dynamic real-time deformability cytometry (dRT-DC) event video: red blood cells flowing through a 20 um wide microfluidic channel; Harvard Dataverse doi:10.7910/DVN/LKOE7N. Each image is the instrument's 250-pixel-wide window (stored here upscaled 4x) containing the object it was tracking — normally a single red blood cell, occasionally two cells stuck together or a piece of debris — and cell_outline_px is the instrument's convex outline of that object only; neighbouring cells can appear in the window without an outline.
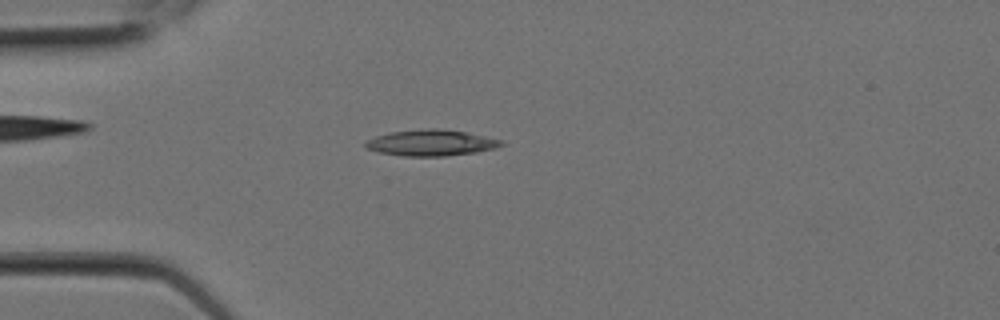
{"species": "Egyptian fruit bat (a non-hibernating species)", "species_latin": "Rousettus aegyptiacus", "temperature_condition": "room temperature", "stored_images_in_passage": 4, "camera_frame_rate_fps": 3000, "um_per_image_px": 0.085, "animal": {"sex": "female"}, "frame": {"image": 1, "passage_image": 1, "time_ms": 0.0, "image_size_px": [1000, 320], "cell_outline_px": [[504, 144], [496, 148], [476, 152], [444, 156], [404, 156], [380, 152], [364, 148], [364, 140], [376, 136], [392, 132], [420, 128], [436, 128], [468, 132], [504, 140]], "centroid_in_image_um": [36.64, 12.13], "position_along_channel_um": 48.4, "area_um2": 20.87}}
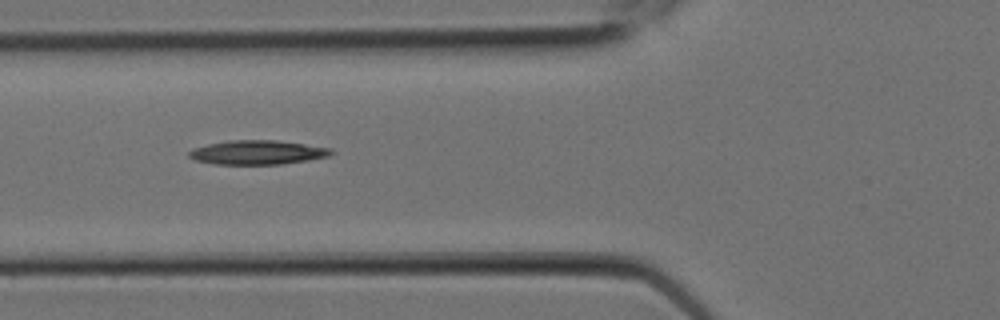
{"frame": {"image": 2, "passage_image": 3, "time_ms": 0.667, "image_size_px": [1000, 320], "cell_outline_px": [[336, 152], [328, 156], [308, 160], [280, 164], [216, 164], [196, 160], [188, 156], [188, 152], [192, 148], [208, 144], [228, 140], [276, 140], [332, 148]], "centroid_in_image_um": [21.89, 12.95], "position_along_channel_um": 103.9, "area_um2": 20.0}}
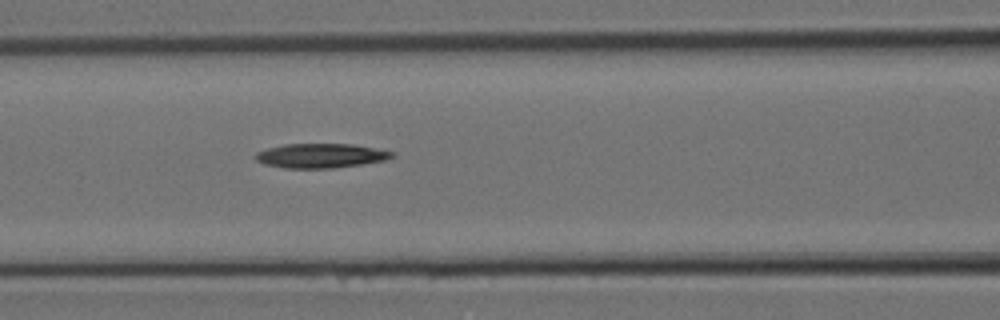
{"frame": {"image": 3, "passage_image": 4, "time_ms": 1.0, "image_size_px": [1000, 320], "cell_outline_px": [[396, 156], [384, 160], [360, 164], [332, 168], [284, 168], [264, 164], [256, 160], [252, 156], [256, 152], [268, 148], [284, 144], [352, 144], [396, 152]], "centroid_in_image_um": [27.23, 13.23], "position_along_channel_um": 139.4, "area_um2": 19.42}}